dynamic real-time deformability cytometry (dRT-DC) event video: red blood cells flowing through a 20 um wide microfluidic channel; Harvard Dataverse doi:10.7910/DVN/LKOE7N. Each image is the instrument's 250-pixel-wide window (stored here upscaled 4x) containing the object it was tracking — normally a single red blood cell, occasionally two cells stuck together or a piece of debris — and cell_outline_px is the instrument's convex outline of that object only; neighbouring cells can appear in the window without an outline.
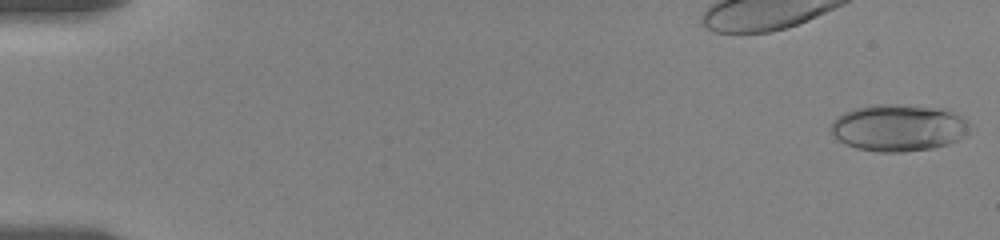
{"species": "human", "species_latin": "Homo sapiens", "temperature_condition": "room temperature", "stored_images_in_passage": 24, "camera_frame_rate_fps": 3000, "um_per_image_px": 0.085, "donor": {"sex": "female"}, "frame": {"image": 1, "passage_image": 1, "time_ms": 0.0, "image_size_px": [1000, 240], "cell_outline_px": [[964, 132], [956, 140], [948, 144], [932, 148], [904, 152], [880, 152], [856, 148], [844, 144], [828, 132], [828, 128], [832, 120], [836, 116], [844, 112], [856, 108], [876, 104], [888, 104], [948, 108], [960, 116], [964, 120]], "centroid_in_image_um": [76.24, 10.85], "position_along_channel_um": 8.8, "area_um2": 37.74}}
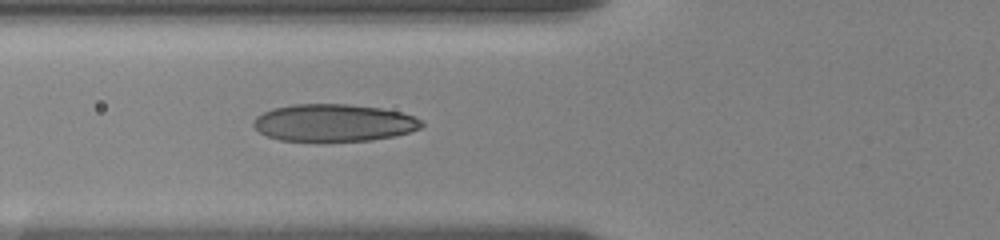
{"frame": {"image": 2, "passage_image": 24, "time_ms": 7.0, "image_size_px": [1000, 240], "cell_outline_px": [[424, 124], [420, 128], [408, 132], [392, 136], [368, 140], [280, 140], [268, 136], [260, 132], [252, 124], [256, 116], [272, 108], [292, 104], [348, 104], [380, 108], [400, 112], [416, 116]], "centroid_in_image_um": [28.36, 10.41], "position_along_channel_um": 97.4, "area_um2": 36.13}}